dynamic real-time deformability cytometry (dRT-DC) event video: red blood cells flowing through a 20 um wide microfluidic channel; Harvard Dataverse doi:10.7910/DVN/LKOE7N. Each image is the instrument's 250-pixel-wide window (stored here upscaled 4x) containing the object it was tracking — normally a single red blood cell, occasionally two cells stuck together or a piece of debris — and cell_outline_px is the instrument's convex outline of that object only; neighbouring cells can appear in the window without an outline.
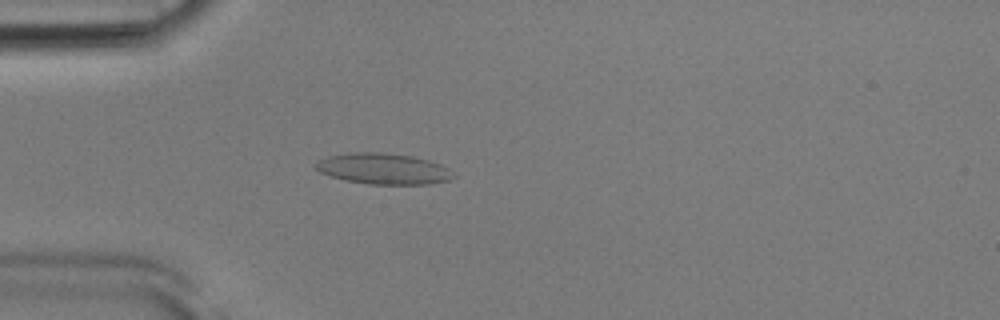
{"species": "Egyptian fruit bat (a non-hibernating species)", "species_latin": "Rousettus aegyptiacus", "temperature_condition": "room temperature", "stored_images_in_passage": 52, "camera_frame_rate_fps": 3000, "um_per_image_px": 0.085, "animal": {"sex": "male"}, "frame": {"image": 1, "passage_image": 15, "time_ms": 4.667, "image_size_px": [1000, 320], "cell_outline_px": [[456, 176], [452, 180], [428, 184], [368, 184], [348, 180], [332, 176], [320, 172], [316, 168], [316, 160], [328, 156], [348, 152], [380, 152], [412, 156], [428, 160], [440, 164], [448, 168]], "centroid_in_image_um": [32.61, 14.34], "position_along_channel_um": 52.4, "area_um2": 24.8}}
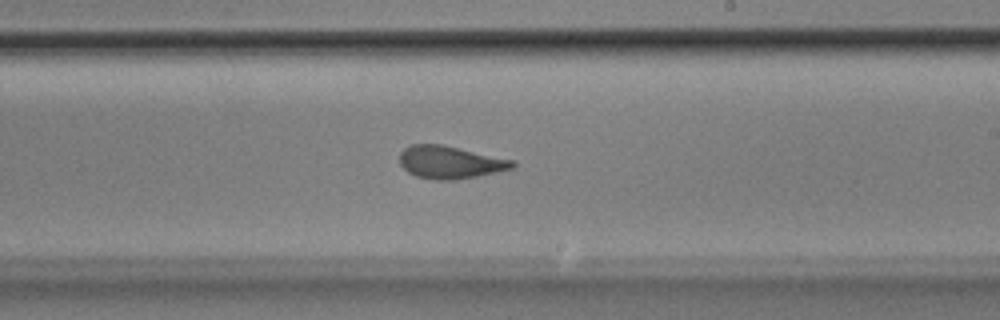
{"frame": {"image": 2, "passage_image": 31, "time_ms": 10.0, "image_size_px": [1000, 320], "cell_outline_px": [[516, 164], [512, 168], [496, 172], [476, 176], [452, 180], [436, 180], [416, 176], [408, 172], [400, 164], [400, 152], [404, 148], [412, 144], [440, 144], [516, 160]], "centroid_in_image_um": [38.26, 13.79], "position_along_channel_um": 250.7, "area_um2": 21.39}}
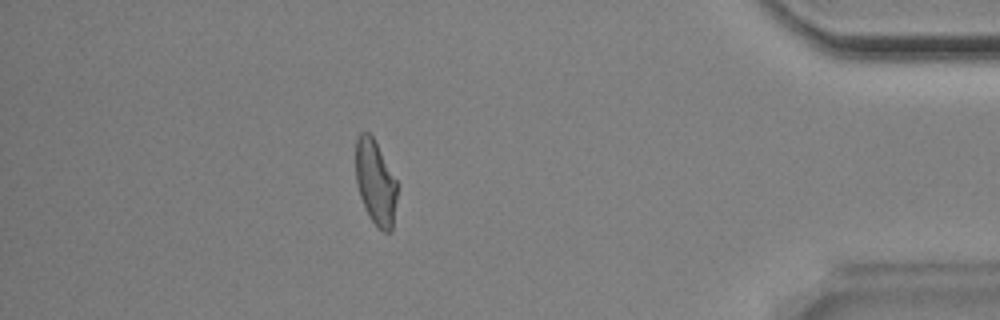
{"frame": {"image": 3, "passage_image": 46, "time_ms": 15.0, "image_size_px": [1000, 320], "cell_outline_px": [[400, 184], [392, 232], [384, 232], [372, 220], [360, 196], [356, 180], [356, 140], [360, 132], [368, 132], [372, 136]], "centroid_in_image_um": [31.97, 15.51], "position_along_channel_um": 403.2, "area_um2": 20.69}, "authors_computed_cell_mechanics": {"area_um2": 21.675, "velocity_mm_per_s": 3.8982, "shape_relaxation_time_tau1_ms": 5.7486, "shape_relaxation_time_tau2_ms": 1.1242, "deformation_change_tau1": 0.164, "deformation_change_tau2": 0.074}}